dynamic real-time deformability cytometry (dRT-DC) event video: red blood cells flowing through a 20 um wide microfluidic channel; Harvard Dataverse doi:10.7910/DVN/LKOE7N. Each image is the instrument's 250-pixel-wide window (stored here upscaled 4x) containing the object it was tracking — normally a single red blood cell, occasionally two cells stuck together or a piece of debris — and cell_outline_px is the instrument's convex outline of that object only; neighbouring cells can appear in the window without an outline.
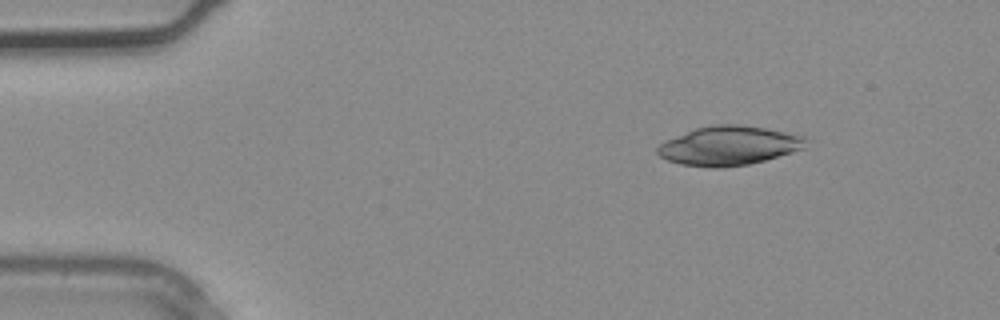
{"species": "common noctule bat (a hibernating species)", "species_latin": "Nyctalus noctula", "temperature_condition": "warm", "stored_images_in_passage": 2, "camera_frame_rate_fps": 3000, "um_per_image_px": 0.085, "animal": {"sex": "male", "body_mass_g": 20.4}, "frame": {"image": 1, "passage_image": 1, "time_ms": 0.0, "image_size_px": [1000, 320], "cell_outline_px": [[808, 140], [804, 148], [792, 152], [764, 160], [748, 164], [720, 168], [712, 168], [680, 164], [668, 160], [660, 156], [656, 152], [656, 148], [664, 140], [696, 128], [716, 124], [736, 124], [764, 128], [804, 136]], "centroid_in_image_um": [61.92, 12.39], "position_along_channel_um": 23.1, "area_um2": 33.7}}